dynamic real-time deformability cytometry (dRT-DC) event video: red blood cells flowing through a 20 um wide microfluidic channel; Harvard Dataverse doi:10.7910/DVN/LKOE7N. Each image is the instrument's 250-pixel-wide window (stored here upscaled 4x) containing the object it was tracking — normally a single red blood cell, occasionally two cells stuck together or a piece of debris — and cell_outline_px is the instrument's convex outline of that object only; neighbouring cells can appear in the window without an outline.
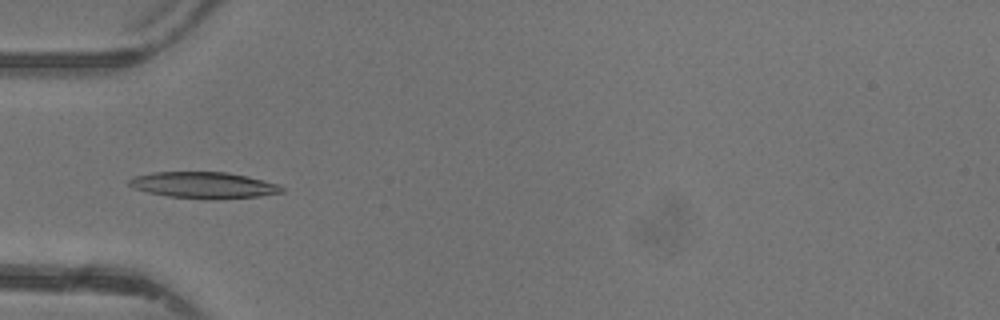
{"species": "common noctule bat (a hibernating species)", "species_latin": "Nyctalus noctula", "temperature_condition": "warm", "stored_images_in_passage": 33, "camera_frame_rate_fps": 3000, "um_per_image_px": 0.085, "animal": {"sex": "female"}, "frame": {"image": 1, "passage_image": 2, "time_ms": 0.333, "image_size_px": [1000, 320], "cell_outline_px": [[284, 192], [260, 196], [212, 200], [208, 200], [168, 196], [148, 192], [132, 188], [128, 184], [128, 180], [132, 176], [152, 172], [228, 172], [248, 176], [280, 184], [284, 188]], "centroid_in_image_um": [17.32, 15.74], "position_along_channel_um": 67.7, "area_um2": 23.81}}
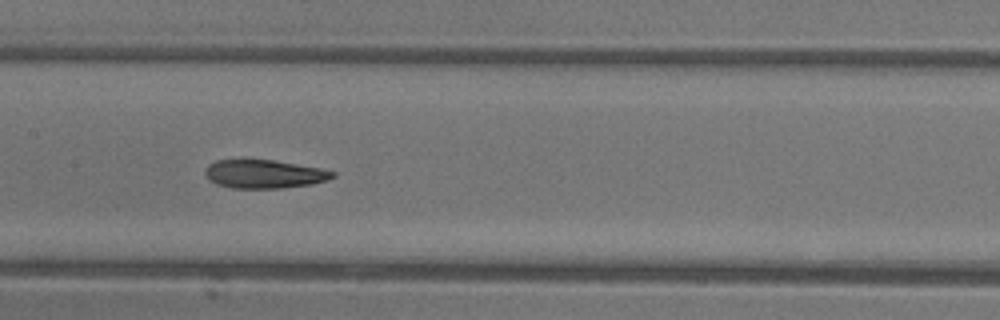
{"frame": {"image": 2, "passage_image": 10, "time_ms": 3.0, "image_size_px": [1000, 320], "cell_outline_px": [[336, 176], [328, 180], [312, 184], [280, 188], [232, 188], [216, 184], [208, 180], [204, 172], [204, 168], [208, 164], [216, 160], [244, 156], [272, 160], [320, 168], [336, 172]], "centroid_in_image_um": [22.37, 14.75], "position_along_channel_um": 185.0, "area_um2": 22.02}}
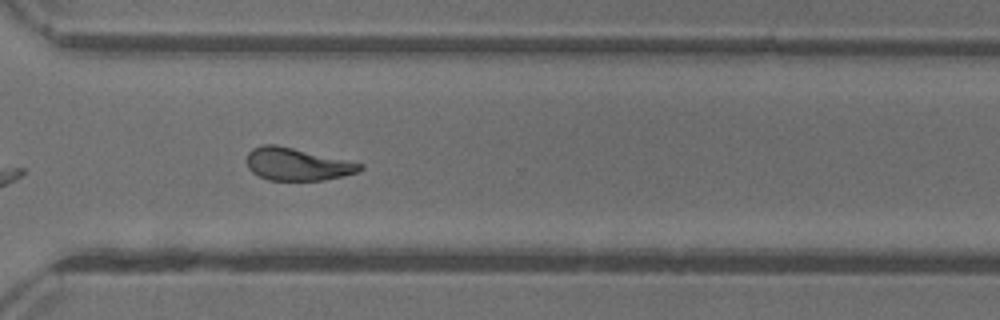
{"frame": {"image": 3, "passage_image": 21, "time_ms": 6.667, "image_size_px": [1000, 320], "cell_outline_px": [[364, 168], [356, 172], [344, 176], [324, 180], [268, 180], [252, 172], [248, 168], [248, 152], [252, 148], [260, 144], [276, 144], [364, 164]], "centroid_in_image_um": [25.25, 13.95], "position_along_channel_um": 345.4, "area_um2": 21.39}, "authors_computed_cell_mechanics": {"area_um2": 22.0218, "velocity_mm_per_s": 4.3988, "shape_relaxation_time_tau1_ms": 5.405, "shape_relaxation_time_tau2_ms": 2.2189, "deformation_change_tau1": 0.2113, "deformation_change_tau2": 0.0951}}